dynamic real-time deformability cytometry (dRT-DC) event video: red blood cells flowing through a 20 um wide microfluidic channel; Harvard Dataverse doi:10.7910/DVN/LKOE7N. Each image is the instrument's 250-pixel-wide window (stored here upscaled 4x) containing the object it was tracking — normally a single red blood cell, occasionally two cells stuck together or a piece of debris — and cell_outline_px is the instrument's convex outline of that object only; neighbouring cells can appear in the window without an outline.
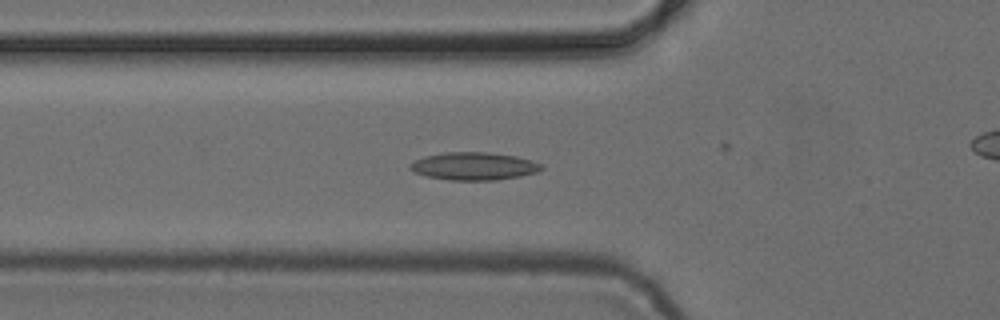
{"species": "common noctule bat (a hibernating species)", "species_latin": "Nyctalus noctula", "temperature_condition": "cold", "stored_images_in_passage": 26, "camera_frame_rate_fps": 3000, "um_per_image_px": 0.085, "animal": {"sex": "female", "body_mass_g": 24.6, "forearm_length_mm": 56.2}, "frame": {"image": 1, "passage_image": 3, "time_ms": 0.667, "image_size_px": [1000, 320], "cell_outline_px": [[544, 168], [540, 172], [520, 176], [496, 180], [448, 180], [428, 176], [416, 172], [408, 168], [408, 164], [424, 156], [444, 152], [488, 152], [516, 156], [532, 160], [540, 164]], "centroid_in_image_um": [40.3, 14.12], "position_along_channel_um": 85.5, "area_um2": 21.33}}
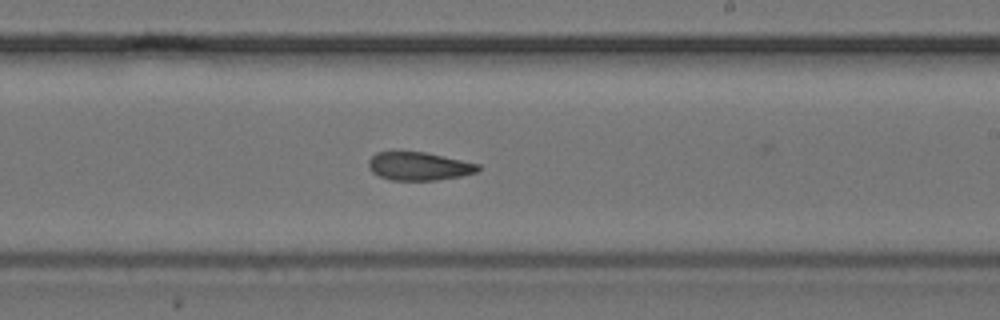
{"frame": {"image": 2, "passage_image": 16, "time_ms": 5.0, "image_size_px": [1000, 320], "cell_outline_px": [[480, 168], [476, 172], [460, 176], [436, 180], [392, 180], [380, 176], [372, 172], [368, 168], [368, 160], [376, 152], [424, 152], [444, 156], [480, 164]], "centroid_in_image_um": [35.59, 14.13], "position_along_channel_um": 253.4, "area_um2": 17.92}}
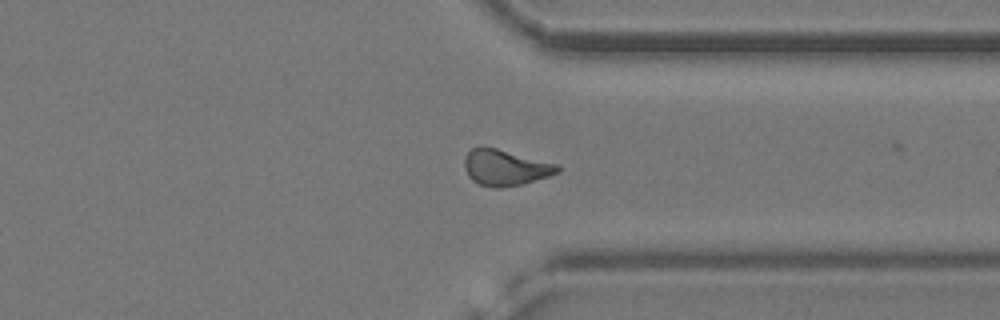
{"frame": {"image": 3, "passage_image": 25, "time_ms": 8.0, "image_size_px": [1000, 320], "cell_outline_px": [[560, 172], [548, 176], [520, 184], [500, 188], [496, 188], [480, 184], [472, 180], [468, 176], [464, 168], [464, 160], [468, 152], [472, 148], [480, 144], [560, 164]], "centroid_in_image_um": [42.94, 14.22], "position_along_channel_um": 368.5, "area_um2": 19.65}}